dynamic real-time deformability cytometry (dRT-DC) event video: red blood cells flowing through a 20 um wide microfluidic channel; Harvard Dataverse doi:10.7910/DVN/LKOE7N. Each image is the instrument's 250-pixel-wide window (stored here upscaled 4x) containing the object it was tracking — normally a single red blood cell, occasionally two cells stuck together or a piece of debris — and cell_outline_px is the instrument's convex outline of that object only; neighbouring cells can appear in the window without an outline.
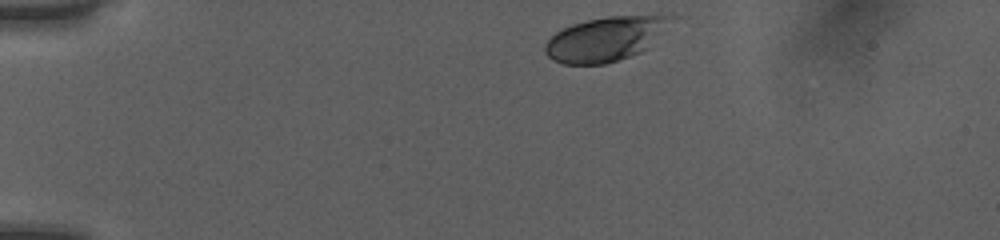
{"species": "human", "species_latin": "Homo sapiens", "temperature_condition": "room temperature", "stored_images_in_passage": 35, "camera_frame_rate_fps": 3000, "um_per_image_px": 0.085, "donor": {"sex": "female"}, "frame": {"image": 1, "passage_image": 1, "time_ms": 0.0, "image_size_px": [1000, 240], "cell_outline_px": [[680, 16], [640, 52], [604, 64], [564, 64], [552, 60], [544, 52], [544, 44], [556, 32], [572, 24], [588, 20], [608, 16]], "centroid_in_image_um": [51.43, 3.3], "position_along_channel_um": 33.6, "area_um2": 32.02}}
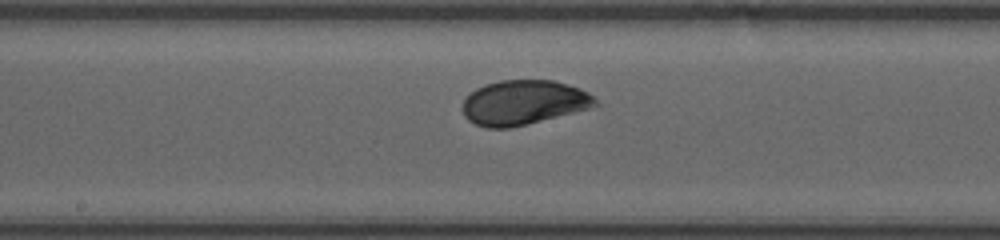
{"frame": {"image": 2, "passage_image": 19, "time_ms": 6.0, "image_size_px": [1000, 240], "cell_outline_px": [[600, 104], [588, 108], [508, 128], [488, 128], [476, 124], [468, 120], [464, 116], [460, 108], [464, 96], [476, 88], [484, 84], [500, 80], [552, 80], [568, 84], [580, 88], [588, 92]], "centroid_in_image_um": [44.42, 8.69], "position_along_channel_um": 203.8, "area_um2": 34.45}}
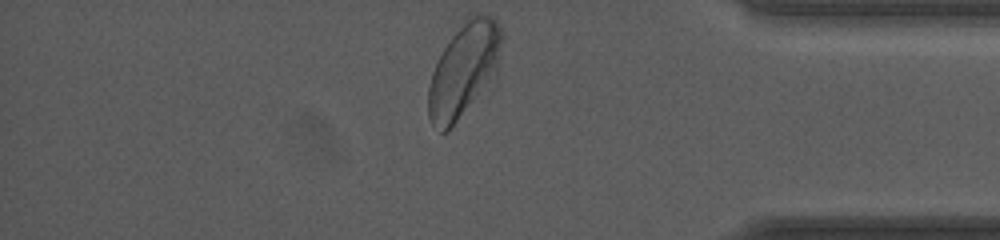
{"frame": {"image": 3, "passage_image": 35, "time_ms": 11.333, "image_size_px": [1000, 240], "cell_outline_px": [[500, 44], [496, 80], [448, 132], [440, 132], [432, 124], [428, 116], [428, 88], [432, 72], [444, 48], [452, 36], [468, 16], [476, 12], [480, 12], [492, 16], [500, 24]], "centroid_in_image_um": [39.44, 5.99], "position_along_channel_um": 395.8, "area_um2": 40.58}, "authors_computed_cell_mechanics": {"area_um2": 33.8708, "velocity_mm_per_s": 3.9868, "shape_relaxation_time_tau1_ms": 2.4833, "shape_relaxation_time_tau2_ms": null, "deformation_change_tau1": 0.1155, "deformation_change_tau2": null}}